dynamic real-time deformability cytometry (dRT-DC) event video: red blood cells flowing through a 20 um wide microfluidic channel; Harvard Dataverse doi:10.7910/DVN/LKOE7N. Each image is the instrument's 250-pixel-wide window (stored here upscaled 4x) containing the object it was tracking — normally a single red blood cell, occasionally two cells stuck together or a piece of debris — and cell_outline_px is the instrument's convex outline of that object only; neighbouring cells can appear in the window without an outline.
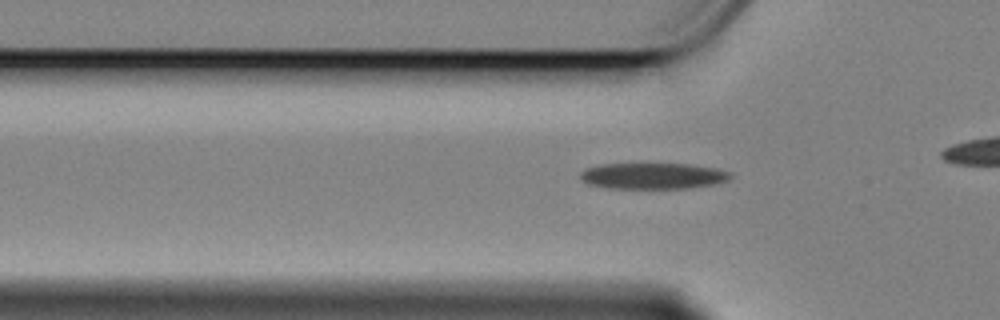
{"species": "Egyptian fruit bat (a non-hibernating species)", "species_latin": "Rousettus aegyptiacus", "temperature_condition": "cold", "stored_images_in_passage": 41, "camera_frame_rate_fps": 3000, "um_per_image_px": 0.085, "animal": {"sex": "female"}, "frame": {"image": 1, "passage_image": 13, "time_ms": 4.0, "image_size_px": [1000, 320], "cell_outline_px": [[732, 176], [728, 180], [716, 184], [688, 188], [608, 188], [588, 184], [580, 176], [580, 172], [584, 168], [600, 164], [688, 164], [716, 168], [732, 172]], "centroid_in_image_um": [55.52, 14.95], "position_along_channel_um": 70.3, "area_um2": 22.89}}
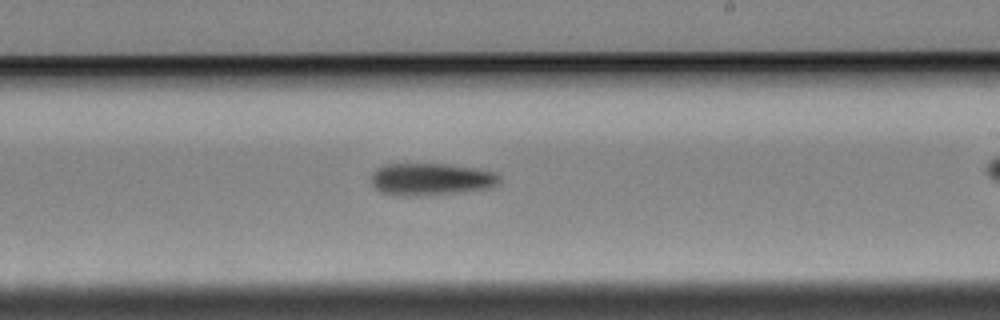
{"frame": {"image": 2, "passage_image": 29, "time_ms": 9.333, "image_size_px": [1000, 320], "cell_outline_px": [[500, 180], [496, 188], [464, 192], [428, 196], [396, 196], [380, 192], [372, 184], [372, 172], [376, 168], [384, 164], [444, 164], [472, 168], [492, 172], [500, 176]], "centroid_in_image_um": [36.63, 15.26], "position_along_channel_um": 252.4, "area_um2": 24.51}}
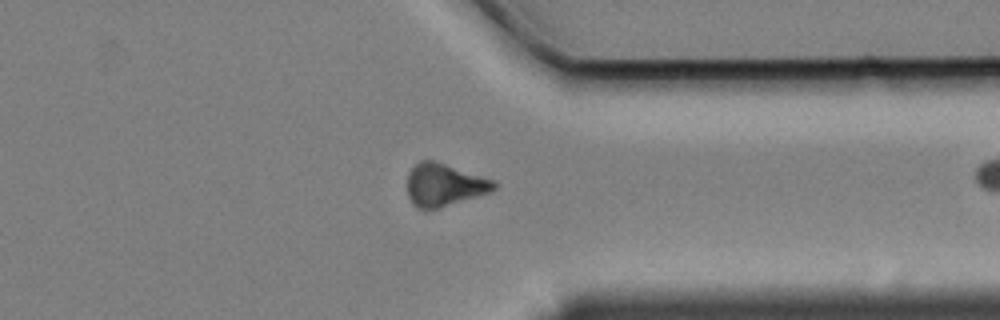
{"frame": {"image": 3, "passage_image": 40, "time_ms": 13.0, "image_size_px": [1000, 320], "cell_outline_px": [[496, 188], [492, 192], [440, 208], [424, 212], [416, 208], [412, 204], [408, 196], [408, 172], [420, 160], [436, 160], [496, 180]], "centroid_in_image_um": [37.77, 15.73], "position_along_channel_um": 373.6, "area_um2": 22.2}}